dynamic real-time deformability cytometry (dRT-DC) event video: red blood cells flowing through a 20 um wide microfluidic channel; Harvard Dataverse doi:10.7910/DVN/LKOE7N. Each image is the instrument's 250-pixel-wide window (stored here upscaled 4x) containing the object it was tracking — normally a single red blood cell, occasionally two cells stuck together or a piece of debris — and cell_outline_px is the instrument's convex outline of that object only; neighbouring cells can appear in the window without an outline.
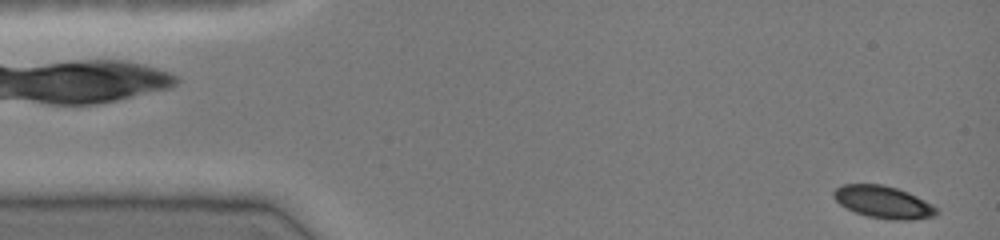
{"species": "common noctule bat (a hibernating species)", "species_latin": "Nyctalus noctula", "temperature_condition": "cold", "stored_images_in_passage": 44, "camera_frame_rate_fps": 3000, "um_per_image_px": 0.085, "animal": {"sex": "female", "body_mass_g": 19.0, "forearm_length_mm": 51.5}, "frame": {"image": 1, "passage_image": 1, "time_ms": 0.0, "image_size_px": [1000, 240], "cell_outline_px": [[940, 212], [936, 216], [916, 220], [888, 220], [868, 216], [856, 212], [840, 204], [832, 196], [832, 192], [836, 188], [844, 184], [880, 184], [896, 188], [908, 192], [932, 204]], "centroid_in_image_um": [75.11, 17.19], "position_along_channel_um": 9.9, "area_um2": 19.42}}
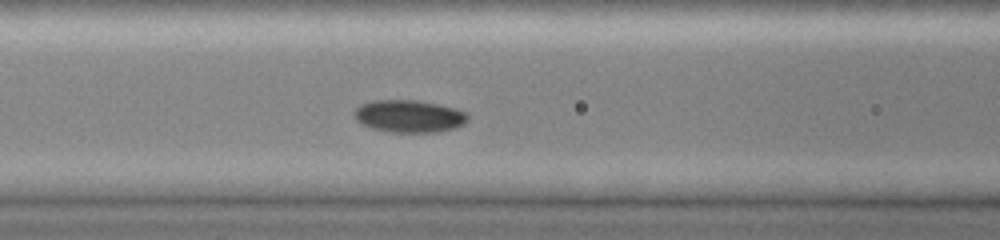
{"frame": {"image": 2, "passage_image": 18, "time_ms": 5.667, "image_size_px": [1000, 240], "cell_outline_px": [[468, 120], [452, 128], [440, 132], [388, 132], [372, 128], [356, 120], [352, 116], [352, 112], [360, 104], [372, 100], [416, 100], [436, 104], [468, 112]], "centroid_in_image_um": [34.71, 9.87], "position_along_channel_um": 131.9, "area_um2": 21.39}}
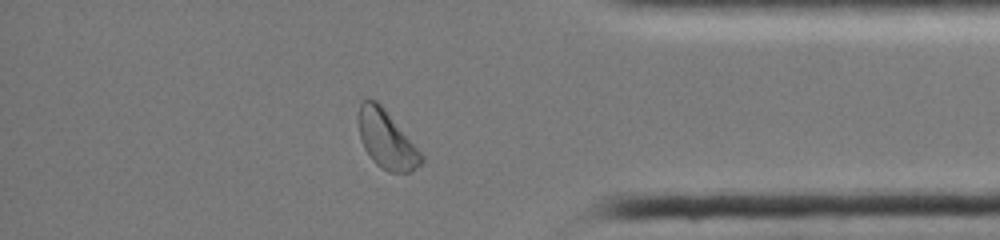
{"frame": {"image": 3, "passage_image": 39, "time_ms": 12.667, "image_size_px": [1000, 240], "cell_outline_px": [[424, 160], [412, 172], [388, 172], [380, 168], [372, 160], [364, 148], [360, 140], [356, 120], [360, 104], [368, 96], [376, 100], [384, 108], [424, 156]], "centroid_in_image_um": [32.81, 11.84], "position_along_channel_um": 402.4, "area_um2": 21.5}, "authors_computed_cell_mechanics": {"area_um2": 20.4034, "velocity_mm_per_s": 4.016, "shape_relaxation_time_tau1_ms": 2.8395, "shape_relaxation_time_tau2_ms": null, "deformation_change_tau1": 0.0627, "deformation_change_tau2": null}}